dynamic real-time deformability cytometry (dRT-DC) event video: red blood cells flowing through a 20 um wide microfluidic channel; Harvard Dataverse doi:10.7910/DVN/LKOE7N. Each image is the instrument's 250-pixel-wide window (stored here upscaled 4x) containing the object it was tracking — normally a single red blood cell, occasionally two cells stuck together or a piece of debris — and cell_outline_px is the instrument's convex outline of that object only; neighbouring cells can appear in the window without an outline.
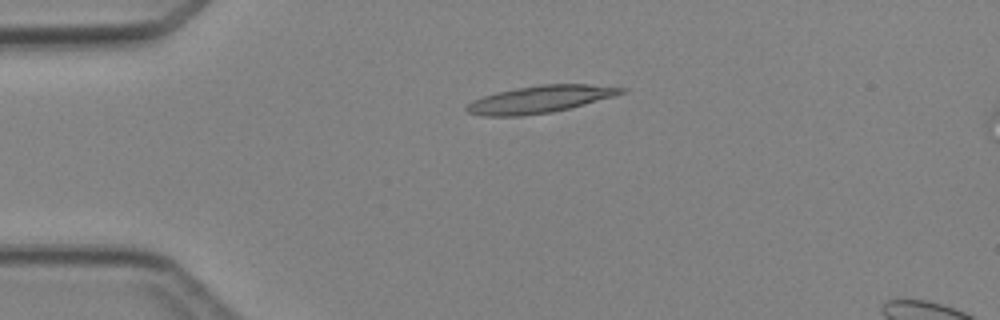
{"species": "Egyptian fruit bat (a non-hibernating species)", "species_latin": "Rousettus aegyptiacus", "temperature_condition": "cold", "stored_images_in_passage": 4, "segment_of_instrument_passage": [1, 2], "camera_frame_rate_fps": 3000, "um_per_image_px": 0.085, "animal": {"sex": "female"}, "frame": {"image": 1, "passage_image": 2, "time_ms": 1.333, "image_size_px": [1000, 320], "cell_outline_px": [[628, 92], [616, 96], [552, 112], [520, 116], [484, 116], [468, 112], [464, 108], [472, 100], [496, 92], [516, 88], [540, 84], [588, 84], [628, 88]], "centroid_in_image_um": [45.94, 8.43], "position_along_channel_um": 39.1, "area_um2": 24.57}}